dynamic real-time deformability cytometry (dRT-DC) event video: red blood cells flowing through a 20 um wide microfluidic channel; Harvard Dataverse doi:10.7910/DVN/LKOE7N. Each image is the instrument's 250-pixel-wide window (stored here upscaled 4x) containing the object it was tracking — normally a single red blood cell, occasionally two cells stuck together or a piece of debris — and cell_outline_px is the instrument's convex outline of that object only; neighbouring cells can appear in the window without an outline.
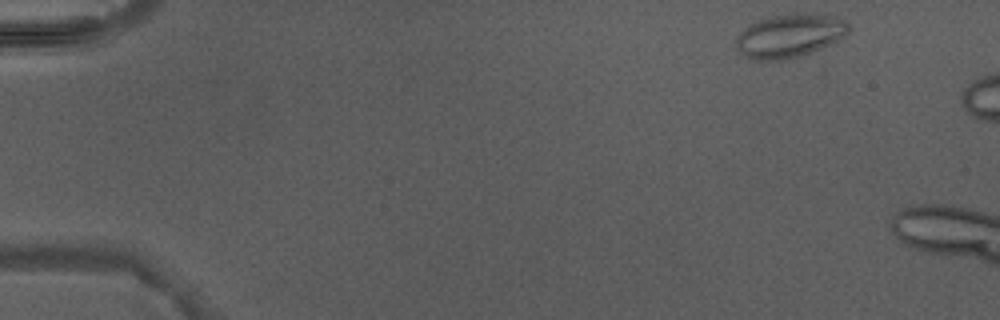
{"species": "Egyptian fruit bat (a non-hibernating species)", "species_latin": "Rousettus aegyptiacus", "temperature_condition": "warm", "stored_images_in_passage": 2, "segment_of_instrument_passage": [1, 2], "camera_frame_rate_fps": 3000, "um_per_image_px": 0.085, "animal": {"sex": "male"}, "frame": {"image": 1, "passage_image": 1, "time_ms": 0.0, "image_size_px": [1000, 320], "cell_outline_px": [[852, 28], [844, 36], [812, 52], [800, 56], [780, 60], [752, 60], [740, 52], [736, 48], [736, 36], [748, 24], [772, 16], [796, 12], [816, 12], [836, 16], [848, 20], [852, 24]], "centroid_in_image_um": [67.17, 3.0], "position_along_channel_um": 17.8, "area_um2": 29.07}}